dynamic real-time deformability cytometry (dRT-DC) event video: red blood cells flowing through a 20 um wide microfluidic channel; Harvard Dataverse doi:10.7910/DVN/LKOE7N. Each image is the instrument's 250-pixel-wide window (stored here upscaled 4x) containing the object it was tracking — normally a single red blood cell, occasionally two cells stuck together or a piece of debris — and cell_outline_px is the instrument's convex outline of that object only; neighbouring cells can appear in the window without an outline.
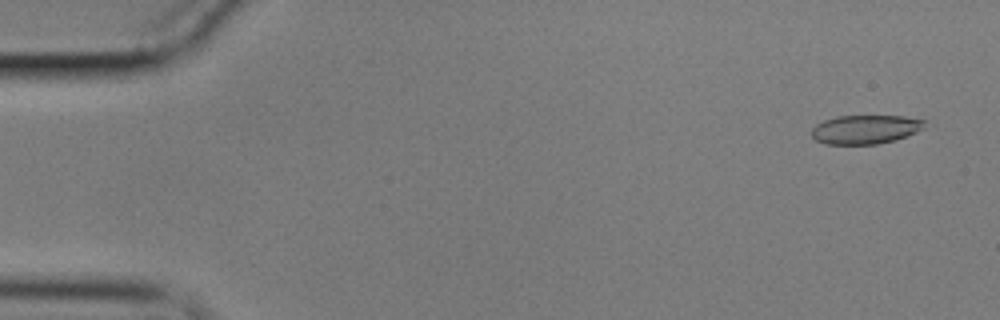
{"species": "common noctule bat (a hibernating species)", "species_latin": "Nyctalus noctula", "temperature_condition": "cold", "stored_images_in_passage": 15, "camera_frame_rate_fps": 3000, "um_per_image_px": 0.085, "animal": {"sex": "male", "body_mass_g": 17.9}, "frame": {"image": 1, "passage_image": 3, "time_ms": 0.667, "image_size_px": [1000, 320], "cell_outline_px": [[924, 128], [916, 132], [896, 140], [876, 144], [824, 144], [816, 140], [812, 136], [812, 128], [816, 124], [824, 120], [836, 116], [904, 116], [924, 120]], "centroid_in_image_um": [73.54, 11.0], "position_along_channel_um": 11.5, "area_um2": 19.02}}